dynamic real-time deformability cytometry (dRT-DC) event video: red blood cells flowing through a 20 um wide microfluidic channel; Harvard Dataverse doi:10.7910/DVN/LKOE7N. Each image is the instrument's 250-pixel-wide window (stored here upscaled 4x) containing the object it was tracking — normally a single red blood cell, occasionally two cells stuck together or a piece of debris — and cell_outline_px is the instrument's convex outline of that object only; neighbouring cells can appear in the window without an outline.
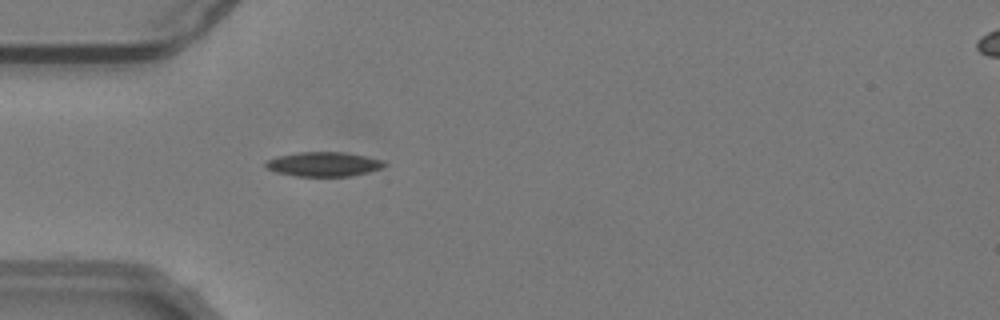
{"species": "common noctule bat (a hibernating species)", "species_latin": "Nyctalus noctula", "temperature_condition": "warm", "stored_images_in_passage": 39, "camera_frame_rate_fps": 3000, "um_per_image_px": 0.085, "animal": {"sex": "male", "body_mass_g": 19.2, "forearm_length_mm": 51.8}, "frame": {"image": 1, "passage_image": 1, "time_ms": 0.0, "image_size_px": [1000, 320], "cell_outline_px": [[388, 164], [380, 168], [368, 172], [352, 176], [296, 176], [276, 172], [264, 168], [264, 164], [268, 160], [276, 156], [296, 152], [344, 152], [384, 160]], "centroid_in_image_um": [27.48, 13.95], "position_along_channel_um": 57.5, "area_um2": 16.99}}
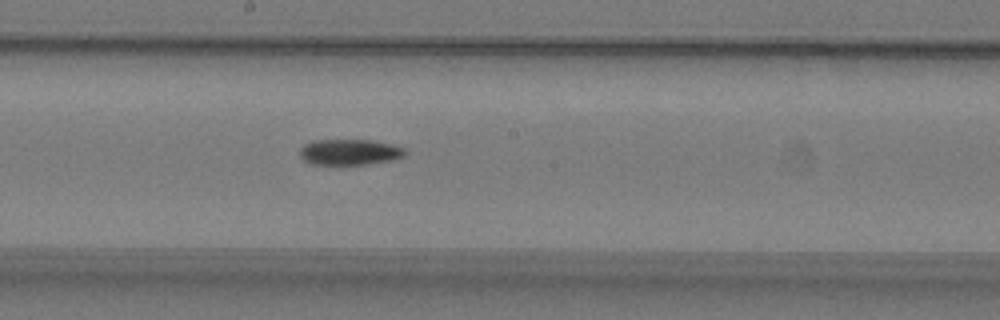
{"frame": {"image": 2, "passage_image": 14, "time_ms": 4.333, "image_size_px": [1000, 320], "cell_outline_px": [[408, 152], [404, 156], [392, 160], [368, 164], [312, 164], [304, 160], [300, 156], [300, 148], [304, 144], [312, 140], [372, 140], [392, 144], [404, 148]], "centroid_in_image_um": [29.73, 12.92], "position_along_channel_um": 218.5, "area_um2": 15.9}}
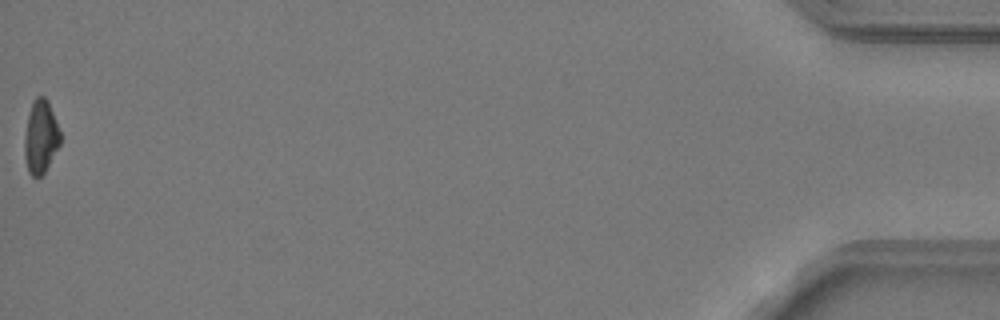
{"frame": {"image": 3, "passage_image": 39, "time_ms": 12.667, "image_size_px": [1000, 320], "cell_outline_px": [[60, 144], [44, 172], [40, 176], [32, 176], [28, 172], [24, 156], [24, 136], [28, 112], [32, 100], [36, 96], [44, 96], [48, 100], [56, 120], [60, 132]], "centroid_in_image_um": [3.43, 11.59], "position_along_channel_um": 431.8, "area_um2": 15.37}}